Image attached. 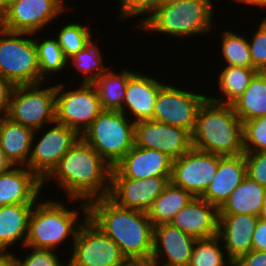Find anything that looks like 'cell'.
Listing matches in <instances>:
<instances>
[{
	"mask_svg": "<svg viewBox=\"0 0 266 266\" xmlns=\"http://www.w3.org/2000/svg\"><path fill=\"white\" fill-rule=\"evenodd\" d=\"M208 95L165 84L158 92L152 120L194 131L199 107Z\"/></svg>",
	"mask_w": 266,
	"mask_h": 266,
	"instance_id": "obj_13",
	"label": "cell"
},
{
	"mask_svg": "<svg viewBox=\"0 0 266 266\" xmlns=\"http://www.w3.org/2000/svg\"><path fill=\"white\" fill-rule=\"evenodd\" d=\"M165 84L147 74L134 72L126 85L121 112L132 115L130 119L134 123L152 120L157 94Z\"/></svg>",
	"mask_w": 266,
	"mask_h": 266,
	"instance_id": "obj_18",
	"label": "cell"
},
{
	"mask_svg": "<svg viewBox=\"0 0 266 266\" xmlns=\"http://www.w3.org/2000/svg\"><path fill=\"white\" fill-rule=\"evenodd\" d=\"M63 1L10 0L7 9L0 15V27L11 32L35 35L69 9Z\"/></svg>",
	"mask_w": 266,
	"mask_h": 266,
	"instance_id": "obj_11",
	"label": "cell"
},
{
	"mask_svg": "<svg viewBox=\"0 0 266 266\" xmlns=\"http://www.w3.org/2000/svg\"><path fill=\"white\" fill-rule=\"evenodd\" d=\"M42 85L15 86L6 117L34 131L55 122V85Z\"/></svg>",
	"mask_w": 266,
	"mask_h": 266,
	"instance_id": "obj_8",
	"label": "cell"
},
{
	"mask_svg": "<svg viewBox=\"0 0 266 266\" xmlns=\"http://www.w3.org/2000/svg\"><path fill=\"white\" fill-rule=\"evenodd\" d=\"M81 138L113 168L135 145V123L121 111L103 110Z\"/></svg>",
	"mask_w": 266,
	"mask_h": 266,
	"instance_id": "obj_6",
	"label": "cell"
},
{
	"mask_svg": "<svg viewBox=\"0 0 266 266\" xmlns=\"http://www.w3.org/2000/svg\"><path fill=\"white\" fill-rule=\"evenodd\" d=\"M193 196L185 189L174 186L171 182L154 200L147 212L153 227L170 223L174 216L186 206Z\"/></svg>",
	"mask_w": 266,
	"mask_h": 266,
	"instance_id": "obj_30",
	"label": "cell"
},
{
	"mask_svg": "<svg viewBox=\"0 0 266 266\" xmlns=\"http://www.w3.org/2000/svg\"><path fill=\"white\" fill-rule=\"evenodd\" d=\"M53 124V125H52ZM55 125V126H54ZM42 134L34 131L28 168L43 182L56 168L60 159L81 138V135L56 121ZM38 135L42 137L38 140ZM37 137V140H36Z\"/></svg>",
	"mask_w": 266,
	"mask_h": 266,
	"instance_id": "obj_10",
	"label": "cell"
},
{
	"mask_svg": "<svg viewBox=\"0 0 266 266\" xmlns=\"http://www.w3.org/2000/svg\"><path fill=\"white\" fill-rule=\"evenodd\" d=\"M39 38L35 37L34 41L40 65V75L46 80L49 75L62 72L70 64L60 48L57 38L54 36L52 38L46 37L42 41Z\"/></svg>",
	"mask_w": 266,
	"mask_h": 266,
	"instance_id": "obj_32",
	"label": "cell"
},
{
	"mask_svg": "<svg viewBox=\"0 0 266 266\" xmlns=\"http://www.w3.org/2000/svg\"><path fill=\"white\" fill-rule=\"evenodd\" d=\"M170 179L171 176L144 179L124 178L113 167L108 197L120 207L147 213L154 200L169 185Z\"/></svg>",
	"mask_w": 266,
	"mask_h": 266,
	"instance_id": "obj_15",
	"label": "cell"
},
{
	"mask_svg": "<svg viewBox=\"0 0 266 266\" xmlns=\"http://www.w3.org/2000/svg\"><path fill=\"white\" fill-rule=\"evenodd\" d=\"M34 205L35 203H22L0 207V251L10 250L18 241L25 246Z\"/></svg>",
	"mask_w": 266,
	"mask_h": 266,
	"instance_id": "obj_25",
	"label": "cell"
},
{
	"mask_svg": "<svg viewBox=\"0 0 266 266\" xmlns=\"http://www.w3.org/2000/svg\"><path fill=\"white\" fill-rule=\"evenodd\" d=\"M247 36L239 35L232 30H225L221 35L222 58L224 66L252 68V59Z\"/></svg>",
	"mask_w": 266,
	"mask_h": 266,
	"instance_id": "obj_34",
	"label": "cell"
},
{
	"mask_svg": "<svg viewBox=\"0 0 266 266\" xmlns=\"http://www.w3.org/2000/svg\"><path fill=\"white\" fill-rule=\"evenodd\" d=\"M219 209L202 199L193 197L171 220L170 224L196 239L218 235Z\"/></svg>",
	"mask_w": 266,
	"mask_h": 266,
	"instance_id": "obj_21",
	"label": "cell"
},
{
	"mask_svg": "<svg viewBox=\"0 0 266 266\" xmlns=\"http://www.w3.org/2000/svg\"><path fill=\"white\" fill-rule=\"evenodd\" d=\"M68 266H114L125 259L120 247L89 218L73 243Z\"/></svg>",
	"mask_w": 266,
	"mask_h": 266,
	"instance_id": "obj_12",
	"label": "cell"
},
{
	"mask_svg": "<svg viewBox=\"0 0 266 266\" xmlns=\"http://www.w3.org/2000/svg\"><path fill=\"white\" fill-rule=\"evenodd\" d=\"M59 200H43L36 202L31 212L27 238L24 247L55 250L62 242L72 238L70 246L82 224L88 218V203H79L84 214L80 217L78 208L69 209ZM84 218V219H79ZM68 238V239H66Z\"/></svg>",
	"mask_w": 266,
	"mask_h": 266,
	"instance_id": "obj_4",
	"label": "cell"
},
{
	"mask_svg": "<svg viewBox=\"0 0 266 266\" xmlns=\"http://www.w3.org/2000/svg\"><path fill=\"white\" fill-rule=\"evenodd\" d=\"M196 240L195 237L172 226L170 223L154 226L153 251L150 264L188 266Z\"/></svg>",
	"mask_w": 266,
	"mask_h": 266,
	"instance_id": "obj_17",
	"label": "cell"
},
{
	"mask_svg": "<svg viewBox=\"0 0 266 266\" xmlns=\"http://www.w3.org/2000/svg\"><path fill=\"white\" fill-rule=\"evenodd\" d=\"M219 236L197 239L188 266H229V259Z\"/></svg>",
	"mask_w": 266,
	"mask_h": 266,
	"instance_id": "obj_33",
	"label": "cell"
},
{
	"mask_svg": "<svg viewBox=\"0 0 266 266\" xmlns=\"http://www.w3.org/2000/svg\"><path fill=\"white\" fill-rule=\"evenodd\" d=\"M192 147L220 156L244 154L243 122L232 105L219 104L208 98L199 107Z\"/></svg>",
	"mask_w": 266,
	"mask_h": 266,
	"instance_id": "obj_3",
	"label": "cell"
},
{
	"mask_svg": "<svg viewBox=\"0 0 266 266\" xmlns=\"http://www.w3.org/2000/svg\"><path fill=\"white\" fill-rule=\"evenodd\" d=\"M246 176L244 154L224 156L219 160L217 173L201 198L220 209Z\"/></svg>",
	"mask_w": 266,
	"mask_h": 266,
	"instance_id": "obj_23",
	"label": "cell"
},
{
	"mask_svg": "<svg viewBox=\"0 0 266 266\" xmlns=\"http://www.w3.org/2000/svg\"><path fill=\"white\" fill-rule=\"evenodd\" d=\"M57 31H59L56 35L58 43L67 59L81 51L93 37L87 26L75 21L62 26Z\"/></svg>",
	"mask_w": 266,
	"mask_h": 266,
	"instance_id": "obj_35",
	"label": "cell"
},
{
	"mask_svg": "<svg viewBox=\"0 0 266 266\" xmlns=\"http://www.w3.org/2000/svg\"><path fill=\"white\" fill-rule=\"evenodd\" d=\"M235 2H240L246 5H251V6H258V8H262V10L266 9V0H233Z\"/></svg>",
	"mask_w": 266,
	"mask_h": 266,
	"instance_id": "obj_47",
	"label": "cell"
},
{
	"mask_svg": "<svg viewBox=\"0 0 266 266\" xmlns=\"http://www.w3.org/2000/svg\"><path fill=\"white\" fill-rule=\"evenodd\" d=\"M181 0H159L158 5H169L172 3H176Z\"/></svg>",
	"mask_w": 266,
	"mask_h": 266,
	"instance_id": "obj_50",
	"label": "cell"
},
{
	"mask_svg": "<svg viewBox=\"0 0 266 266\" xmlns=\"http://www.w3.org/2000/svg\"><path fill=\"white\" fill-rule=\"evenodd\" d=\"M42 188L43 182L28 167L14 166L0 174V207L36 203Z\"/></svg>",
	"mask_w": 266,
	"mask_h": 266,
	"instance_id": "obj_22",
	"label": "cell"
},
{
	"mask_svg": "<svg viewBox=\"0 0 266 266\" xmlns=\"http://www.w3.org/2000/svg\"><path fill=\"white\" fill-rule=\"evenodd\" d=\"M266 202V188L246 176L219 209V214L259 216Z\"/></svg>",
	"mask_w": 266,
	"mask_h": 266,
	"instance_id": "obj_26",
	"label": "cell"
},
{
	"mask_svg": "<svg viewBox=\"0 0 266 266\" xmlns=\"http://www.w3.org/2000/svg\"><path fill=\"white\" fill-rule=\"evenodd\" d=\"M110 69L100 75L93 82V85L96 88L103 110L121 111L127 82L135 71L123 69L121 73H115Z\"/></svg>",
	"mask_w": 266,
	"mask_h": 266,
	"instance_id": "obj_29",
	"label": "cell"
},
{
	"mask_svg": "<svg viewBox=\"0 0 266 266\" xmlns=\"http://www.w3.org/2000/svg\"><path fill=\"white\" fill-rule=\"evenodd\" d=\"M173 160L163 152L136 145L114 166L124 177L144 179L171 176Z\"/></svg>",
	"mask_w": 266,
	"mask_h": 266,
	"instance_id": "obj_20",
	"label": "cell"
},
{
	"mask_svg": "<svg viewBox=\"0 0 266 266\" xmlns=\"http://www.w3.org/2000/svg\"><path fill=\"white\" fill-rule=\"evenodd\" d=\"M24 248H26L27 251L29 248L32 252H28L25 258L16 257L17 255L15 254V266H68V260L66 263H63V260L60 261V257L55 250L33 247H23V249Z\"/></svg>",
	"mask_w": 266,
	"mask_h": 266,
	"instance_id": "obj_38",
	"label": "cell"
},
{
	"mask_svg": "<svg viewBox=\"0 0 266 266\" xmlns=\"http://www.w3.org/2000/svg\"><path fill=\"white\" fill-rule=\"evenodd\" d=\"M88 218L120 247L125 258L150 262L153 225L146 212L120 207L103 197L88 203Z\"/></svg>",
	"mask_w": 266,
	"mask_h": 266,
	"instance_id": "obj_2",
	"label": "cell"
},
{
	"mask_svg": "<svg viewBox=\"0 0 266 266\" xmlns=\"http://www.w3.org/2000/svg\"><path fill=\"white\" fill-rule=\"evenodd\" d=\"M10 0H0V15L7 9Z\"/></svg>",
	"mask_w": 266,
	"mask_h": 266,
	"instance_id": "obj_48",
	"label": "cell"
},
{
	"mask_svg": "<svg viewBox=\"0 0 266 266\" xmlns=\"http://www.w3.org/2000/svg\"><path fill=\"white\" fill-rule=\"evenodd\" d=\"M221 69L217 81L218 92L223 95L220 97L209 95L208 99L219 104L231 105L249 86L257 71L254 68L239 66H224Z\"/></svg>",
	"mask_w": 266,
	"mask_h": 266,
	"instance_id": "obj_28",
	"label": "cell"
},
{
	"mask_svg": "<svg viewBox=\"0 0 266 266\" xmlns=\"http://www.w3.org/2000/svg\"><path fill=\"white\" fill-rule=\"evenodd\" d=\"M229 266H237L235 262H232Z\"/></svg>",
	"mask_w": 266,
	"mask_h": 266,
	"instance_id": "obj_51",
	"label": "cell"
},
{
	"mask_svg": "<svg viewBox=\"0 0 266 266\" xmlns=\"http://www.w3.org/2000/svg\"><path fill=\"white\" fill-rule=\"evenodd\" d=\"M64 86L63 82L55 85V121L81 135L103 111L98 93L93 83L81 82L74 90Z\"/></svg>",
	"mask_w": 266,
	"mask_h": 266,
	"instance_id": "obj_9",
	"label": "cell"
},
{
	"mask_svg": "<svg viewBox=\"0 0 266 266\" xmlns=\"http://www.w3.org/2000/svg\"><path fill=\"white\" fill-rule=\"evenodd\" d=\"M111 172L112 167L80 138L60 159L43 185L54 179L56 185L66 193L69 203H89L109 196Z\"/></svg>",
	"mask_w": 266,
	"mask_h": 266,
	"instance_id": "obj_1",
	"label": "cell"
},
{
	"mask_svg": "<svg viewBox=\"0 0 266 266\" xmlns=\"http://www.w3.org/2000/svg\"><path fill=\"white\" fill-rule=\"evenodd\" d=\"M237 266H266V251L252 249L235 261Z\"/></svg>",
	"mask_w": 266,
	"mask_h": 266,
	"instance_id": "obj_42",
	"label": "cell"
},
{
	"mask_svg": "<svg viewBox=\"0 0 266 266\" xmlns=\"http://www.w3.org/2000/svg\"><path fill=\"white\" fill-rule=\"evenodd\" d=\"M114 266H150V262L140 258H125L123 261Z\"/></svg>",
	"mask_w": 266,
	"mask_h": 266,
	"instance_id": "obj_45",
	"label": "cell"
},
{
	"mask_svg": "<svg viewBox=\"0 0 266 266\" xmlns=\"http://www.w3.org/2000/svg\"><path fill=\"white\" fill-rule=\"evenodd\" d=\"M0 266H15V255L11 251H0Z\"/></svg>",
	"mask_w": 266,
	"mask_h": 266,
	"instance_id": "obj_44",
	"label": "cell"
},
{
	"mask_svg": "<svg viewBox=\"0 0 266 266\" xmlns=\"http://www.w3.org/2000/svg\"><path fill=\"white\" fill-rule=\"evenodd\" d=\"M158 2L159 0H119L118 19L124 21L127 18L142 15V20L136 25L138 27L158 7Z\"/></svg>",
	"mask_w": 266,
	"mask_h": 266,
	"instance_id": "obj_39",
	"label": "cell"
},
{
	"mask_svg": "<svg viewBox=\"0 0 266 266\" xmlns=\"http://www.w3.org/2000/svg\"><path fill=\"white\" fill-rule=\"evenodd\" d=\"M91 39L85 47L68 59L82 73V83H93L100 75L105 73L109 67L103 65V56L99 46ZM72 61V62H71Z\"/></svg>",
	"mask_w": 266,
	"mask_h": 266,
	"instance_id": "obj_31",
	"label": "cell"
},
{
	"mask_svg": "<svg viewBox=\"0 0 266 266\" xmlns=\"http://www.w3.org/2000/svg\"><path fill=\"white\" fill-rule=\"evenodd\" d=\"M212 1L181 0L169 5H158L137 28L147 33L159 32L182 39L193 35H207L214 28Z\"/></svg>",
	"mask_w": 266,
	"mask_h": 266,
	"instance_id": "obj_5",
	"label": "cell"
},
{
	"mask_svg": "<svg viewBox=\"0 0 266 266\" xmlns=\"http://www.w3.org/2000/svg\"><path fill=\"white\" fill-rule=\"evenodd\" d=\"M244 153L266 152V116L243 123Z\"/></svg>",
	"mask_w": 266,
	"mask_h": 266,
	"instance_id": "obj_36",
	"label": "cell"
},
{
	"mask_svg": "<svg viewBox=\"0 0 266 266\" xmlns=\"http://www.w3.org/2000/svg\"><path fill=\"white\" fill-rule=\"evenodd\" d=\"M258 23L257 30L251 32L253 36L247 39L252 59V68L257 72H266V17Z\"/></svg>",
	"mask_w": 266,
	"mask_h": 266,
	"instance_id": "obj_37",
	"label": "cell"
},
{
	"mask_svg": "<svg viewBox=\"0 0 266 266\" xmlns=\"http://www.w3.org/2000/svg\"><path fill=\"white\" fill-rule=\"evenodd\" d=\"M14 85L4 77L0 76V116H6Z\"/></svg>",
	"mask_w": 266,
	"mask_h": 266,
	"instance_id": "obj_41",
	"label": "cell"
},
{
	"mask_svg": "<svg viewBox=\"0 0 266 266\" xmlns=\"http://www.w3.org/2000/svg\"><path fill=\"white\" fill-rule=\"evenodd\" d=\"M231 105L243 123L266 116V72H257L242 95Z\"/></svg>",
	"mask_w": 266,
	"mask_h": 266,
	"instance_id": "obj_27",
	"label": "cell"
},
{
	"mask_svg": "<svg viewBox=\"0 0 266 266\" xmlns=\"http://www.w3.org/2000/svg\"><path fill=\"white\" fill-rule=\"evenodd\" d=\"M258 220V216L248 214H219L218 236L232 262L252 250Z\"/></svg>",
	"mask_w": 266,
	"mask_h": 266,
	"instance_id": "obj_19",
	"label": "cell"
},
{
	"mask_svg": "<svg viewBox=\"0 0 266 266\" xmlns=\"http://www.w3.org/2000/svg\"><path fill=\"white\" fill-rule=\"evenodd\" d=\"M135 145L159 150L174 161L192 147V140L184 128L143 120L135 123Z\"/></svg>",
	"mask_w": 266,
	"mask_h": 266,
	"instance_id": "obj_16",
	"label": "cell"
},
{
	"mask_svg": "<svg viewBox=\"0 0 266 266\" xmlns=\"http://www.w3.org/2000/svg\"><path fill=\"white\" fill-rule=\"evenodd\" d=\"M222 157L191 147L172 162L170 181L193 197H201L216 175Z\"/></svg>",
	"mask_w": 266,
	"mask_h": 266,
	"instance_id": "obj_14",
	"label": "cell"
},
{
	"mask_svg": "<svg viewBox=\"0 0 266 266\" xmlns=\"http://www.w3.org/2000/svg\"><path fill=\"white\" fill-rule=\"evenodd\" d=\"M259 219L263 220V221H266V202L265 204L263 205L262 209H261V212L259 214Z\"/></svg>",
	"mask_w": 266,
	"mask_h": 266,
	"instance_id": "obj_49",
	"label": "cell"
},
{
	"mask_svg": "<svg viewBox=\"0 0 266 266\" xmlns=\"http://www.w3.org/2000/svg\"><path fill=\"white\" fill-rule=\"evenodd\" d=\"M13 166V164L7 159L5 153L0 148V174L8 172Z\"/></svg>",
	"mask_w": 266,
	"mask_h": 266,
	"instance_id": "obj_46",
	"label": "cell"
},
{
	"mask_svg": "<svg viewBox=\"0 0 266 266\" xmlns=\"http://www.w3.org/2000/svg\"><path fill=\"white\" fill-rule=\"evenodd\" d=\"M253 234L252 249L266 251V221L259 219Z\"/></svg>",
	"mask_w": 266,
	"mask_h": 266,
	"instance_id": "obj_43",
	"label": "cell"
},
{
	"mask_svg": "<svg viewBox=\"0 0 266 266\" xmlns=\"http://www.w3.org/2000/svg\"><path fill=\"white\" fill-rule=\"evenodd\" d=\"M34 130L0 116V148L13 166L28 167Z\"/></svg>",
	"mask_w": 266,
	"mask_h": 266,
	"instance_id": "obj_24",
	"label": "cell"
},
{
	"mask_svg": "<svg viewBox=\"0 0 266 266\" xmlns=\"http://www.w3.org/2000/svg\"><path fill=\"white\" fill-rule=\"evenodd\" d=\"M249 178L266 188V152L244 153Z\"/></svg>",
	"mask_w": 266,
	"mask_h": 266,
	"instance_id": "obj_40",
	"label": "cell"
},
{
	"mask_svg": "<svg viewBox=\"0 0 266 266\" xmlns=\"http://www.w3.org/2000/svg\"><path fill=\"white\" fill-rule=\"evenodd\" d=\"M0 76L14 86L44 83L34 34L11 32L0 27Z\"/></svg>",
	"mask_w": 266,
	"mask_h": 266,
	"instance_id": "obj_7",
	"label": "cell"
}]
</instances>
